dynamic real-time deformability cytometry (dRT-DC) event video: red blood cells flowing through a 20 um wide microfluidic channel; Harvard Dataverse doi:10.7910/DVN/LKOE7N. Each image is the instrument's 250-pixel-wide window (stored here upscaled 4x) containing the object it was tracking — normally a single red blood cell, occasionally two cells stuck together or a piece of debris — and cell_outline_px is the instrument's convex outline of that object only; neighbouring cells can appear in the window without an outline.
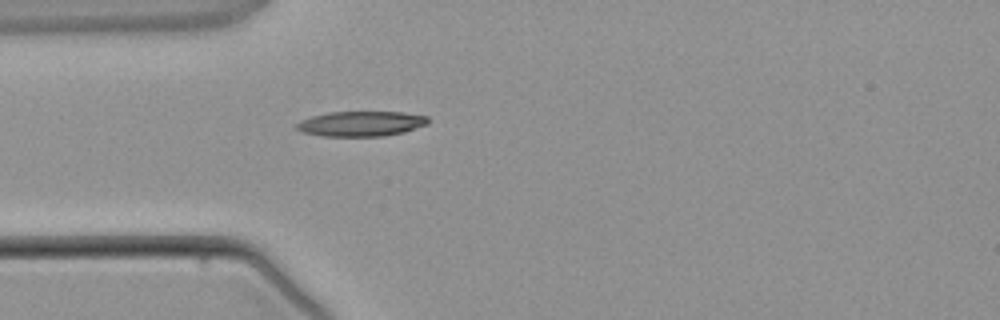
{"species": "common noctule bat (a hibernating species)", "species_latin": "Nyctalus noctula", "temperature_condition": "warm", "stored_images_in_passage": 1, "camera_frame_rate_fps": 3000, "um_per_image_px": 0.085, "animal": {"sex": "male", "body_mass_g": 21.5, "forearm_length_mm": 52.0}, "frame": {"image": 1, "passage_image": 1, "time_ms": 0.0, "image_size_px": [1000, 320], "cell_outline_px": [[428, 124], [404, 132], [384, 136], [320, 136], [304, 132], [296, 128], [296, 124], [300, 120], [312, 116], [328, 112], [400, 112], [428, 116]], "centroid_in_image_um": [30.69, 10.51], "position_along_channel_um": 54.3, "area_um2": 19.19}}